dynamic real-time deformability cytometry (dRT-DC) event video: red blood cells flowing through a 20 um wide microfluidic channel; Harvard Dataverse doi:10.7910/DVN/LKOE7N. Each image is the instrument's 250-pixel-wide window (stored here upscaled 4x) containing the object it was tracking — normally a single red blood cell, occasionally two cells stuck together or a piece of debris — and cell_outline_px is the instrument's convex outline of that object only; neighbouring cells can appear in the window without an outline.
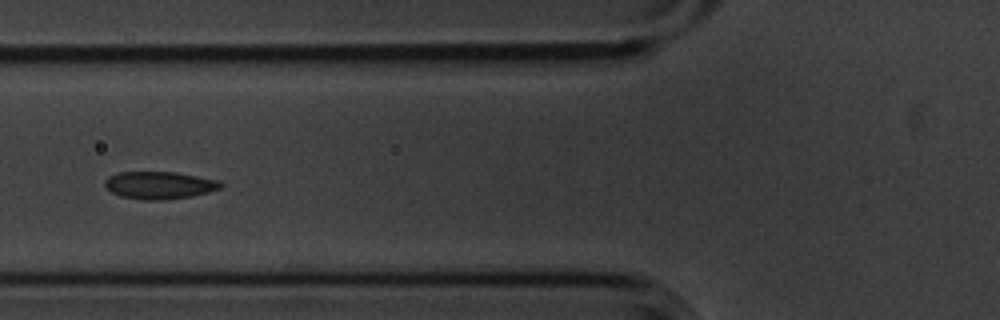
{"species": "common noctule bat (a hibernating species)", "species_latin": "Nyctalus noctula", "temperature_condition": "cold", "stored_images_in_passage": 10, "camera_frame_rate_fps": 3000, "um_per_image_px": 0.085, "animal": {"sex": "male", "body_mass_g": 20.1, "forearm_length_mm": 53.5}, "frame": {"image": 1, "passage_image": 2, "time_ms": 0.333, "image_size_px": [1000, 320], "cell_outline_px": [[224, 184], [220, 188], [208, 192], [192, 196], [164, 200], [144, 200], [120, 196], [112, 192], [104, 184], [104, 180], [108, 176], [120, 172], [176, 172], [220, 180]], "centroid_in_image_um": [13.56, 15.74], "position_along_channel_um": 112.2, "area_um2": 18.61}}
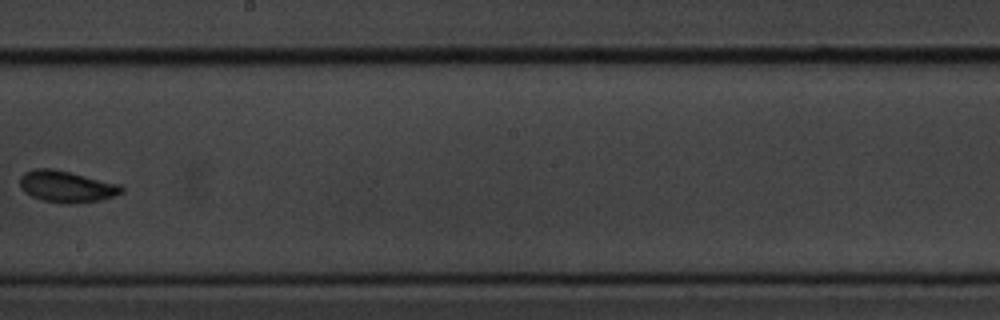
{"frame": {"image": 2, "passage_image": 5, "time_ms": 1.333, "image_size_px": [1000, 320], "cell_outline_px": [[124, 192], [100, 200], [76, 204], [60, 204], [40, 200], [24, 192], [20, 188], [20, 176], [24, 172], [32, 168], [52, 168], [120, 184], [124, 188]], "centroid_in_image_um": [5.62, 15.87], "position_along_channel_um": 242.6, "area_um2": 18.96}}
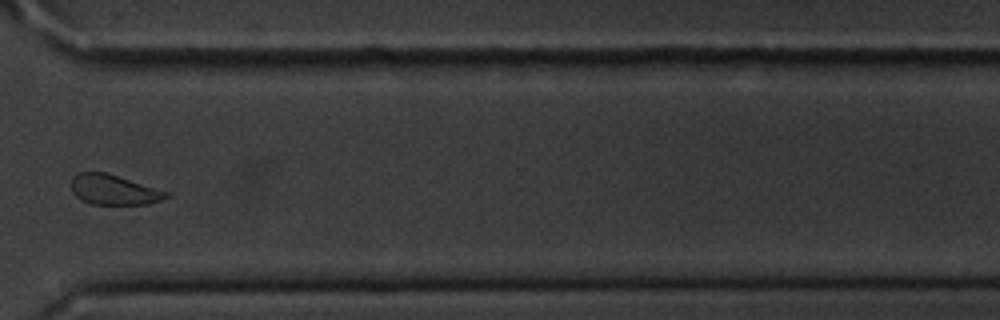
{"frame": {"image": 3, "passage_image": 8, "time_ms": 2.333, "image_size_px": [1000, 320], "cell_outline_px": [[172, 196], [148, 204], [88, 204], [80, 200], [72, 192], [72, 176], [76, 172], [104, 172], [172, 192]], "centroid_in_image_um": [9.69, 16.13], "position_along_channel_um": 360.9, "area_um2": 16.88}}